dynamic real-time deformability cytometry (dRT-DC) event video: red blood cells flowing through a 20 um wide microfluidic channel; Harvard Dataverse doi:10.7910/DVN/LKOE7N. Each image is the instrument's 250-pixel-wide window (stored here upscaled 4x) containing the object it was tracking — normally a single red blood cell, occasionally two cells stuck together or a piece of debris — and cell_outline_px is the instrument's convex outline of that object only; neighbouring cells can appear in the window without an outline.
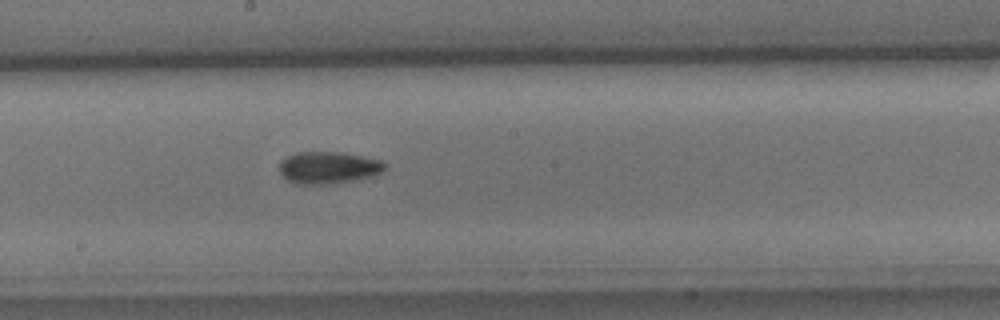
{"species": "common noctule bat (a hibernating species)", "species_latin": "Nyctalus noctula", "temperature_condition": "cold", "stored_images_in_passage": 9, "camera_frame_rate_fps": 3000, "um_per_image_px": 0.085, "animal": {"sex": "male", "body_mass_g": 15.6}, "frame": {"image": 1, "passage_image": 9, "time_ms": 2.667, "image_size_px": [1000, 320], "cell_outline_px": [[384, 168], [380, 172], [372, 176], [352, 180], [324, 184], [300, 184], [288, 180], [280, 172], [280, 160], [288, 156], [300, 152], [340, 152], [380, 160], [384, 164]], "centroid_in_image_um": [27.87, 14.24], "position_along_channel_um": 220.3, "area_um2": 19.19}}